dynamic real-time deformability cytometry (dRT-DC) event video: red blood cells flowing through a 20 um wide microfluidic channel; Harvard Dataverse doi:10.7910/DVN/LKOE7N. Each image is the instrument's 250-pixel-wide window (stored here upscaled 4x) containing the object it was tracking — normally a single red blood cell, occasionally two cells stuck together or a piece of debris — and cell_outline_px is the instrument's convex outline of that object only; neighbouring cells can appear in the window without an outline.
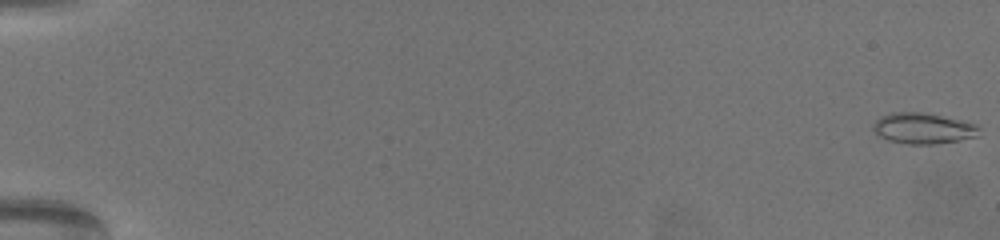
{"species": "common noctule bat (a hibernating species)", "species_latin": "Nyctalus noctula", "temperature_condition": "warm", "stored_images_in_passage": 65, "camera_frame_rate_fps": 3000, "um_per_image_px": 0.085, "animal": {"sex": "female", "body_mass_g": 19.5, "forearm_length_mm": 54.1}, "frame": {"image": 1, "passage_image": 1, "time_ms": 0.0, "image_size_px": [1000, 240], "cell_outline_px": [[980, 136], [932, 144], [908, 144], [888, 140], [880, 136], [872, 128], [872, 124], [880, 116], [892, 112], [928, 112], [976, 124], [980, 128]], "centroid_in_image_um": [78.47, 10.89], "position_along_channel_um": 6.5, "area_um2": 19.13}}
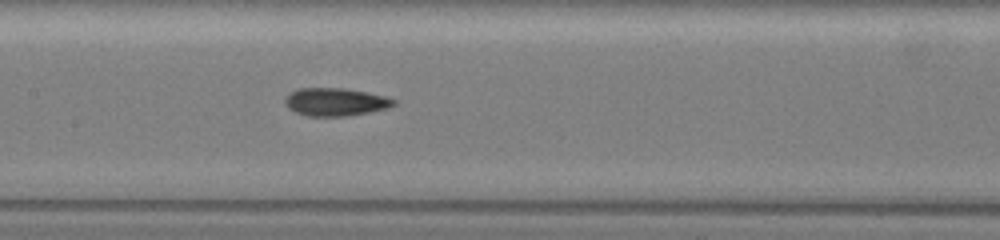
{"frame": {"image": 2, "passage_image": 35, "time_ms": 11.333, "image_size_px": [1000, 240], "cell_outline_px": [[396, 104], [388, 108], [368, 112], [344, 116], [308, 116], [296, 112], [288, 108], [284, 104], [284, 100], [292, 92], [300, 88], [344, 88], [388, 96], [396, 100]], "centroid_in_image_um": [28.54, 8.66], "position_along_channel_um": 178.9, "area_um2": 17.63}}
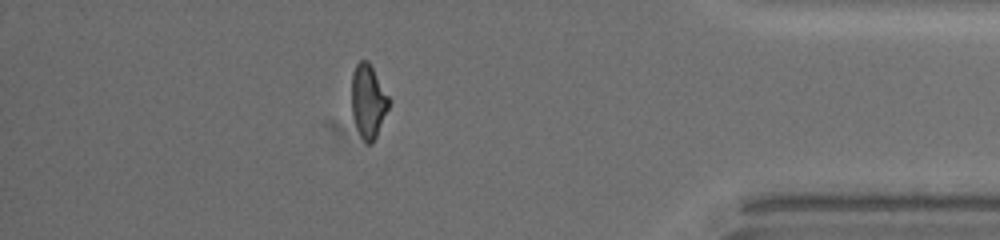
{"frame": {"image": 3, "passage_image": 58, "time_ms": 19.0, "image_size_px": [1000, 240], "cell_outline_px": [[392, 100], [376, 136], [372, 144], [368, 144], [360, 136], [356, 128], [352, 116], [352, 72], [356, 64], [360, 60], [368, 60]], "centroid_in_image_um": [31.31, 8.59], "position_along_channel_um": 403.9, "area_um2": 16.18}, "authors_computed_cell_mechanics": {"area_um2": 17.34, "velocity_mm_per_s": 3.3466, "shape_relaxation_time_tau1_ms": null, "shape_relaxation_time_tau2_ms": 2.3156, "deformation_change_tau1": null, "deformation_change_tau2": 0.0895}}